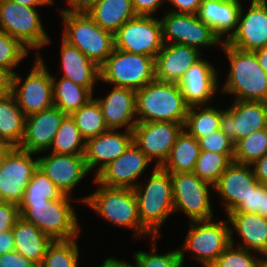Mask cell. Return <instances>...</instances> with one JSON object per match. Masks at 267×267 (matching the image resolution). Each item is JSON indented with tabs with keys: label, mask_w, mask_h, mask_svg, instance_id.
I'll return each mask as SVG.
<instances>
[{
	"label": "cell",
	"mask_w": 267,
	"mask_h": 267,
	"mask_svg": "<svg viewBox=\"0 0 267 267\" xmlns=\"http://www.w3.org/2000/svg\"><path fill=\"white\" fill-rule=\"evenodd\" d=\"M219 49L230 63L221 93L234 95L233 100L267 102V74L255 53L237 49L225 42Z\"/></svg>",
	"instance_id": "6da1fadb"
},
{
	"label": "cell",
	"mask_w": 267,
	"mask_h": 267,
	"mask_svg": "<svg viewBox=\"0 0 267 267\" xmlns=\"http://www.w3.org/2000/svg\"><path fill=\"white\" fill-rule=\"evenodd\" d=\"M93 183L97 186L96 191L90 195L83 196L82 205L116 227H123L134 232V237L153 236L141 225L138 204L133 189L112 188L99 184L95 179ZM84 203V204H83Z\"/></svg>",
	"instance_id": "7a4b0ae2"
},
{
	"label": "cell",
	"mask_w": 267,
	"mask_h": 267,
	"mask_svg": "<svg viewBox=\"0 0 267 267\" xmlns=\"http://www.w3.org/2000/svg\"><path fill=\"white\" fill-rule=\"evenodd\" d=\"M63 195L61 198L39 203H20V217L32 223L52 241L78 238L81 234L78 214L73 202L82 203V199Z\"/></svg>",
	"instance_id": "3957f363"
},
{
	"label": "cell",
	"mask_w": 267,
	"mask_h": 267,
	"mask_svg": "<svg viewBox=\"0 0 267 267\" xmlns=\"http://www.w3.org/2000/svg\"><path fill=\"white\" fill-rule=\"evenodd\" d=\"M147 184L139 182L133 189L141 225L153 236L160 237L162 225L174 214L170 173L154 165Z\"/></svg>",
	"instance_id": "277c9868"
},
{
	"label": "cell",
	"mask_w": 267,
	"mask_h": 267,
	"mask_svg": "<svg viewBox=\"0 0 267 267\" xmlns=\"http://www.w3.org/2000/svg\"><path fill=\"white\" fill-rule=\"evenodd\" d=\"M67 7L58 8L64 24L61 38L100 67L115 48L114 34L102 29L85 11Z\"/></svg>",
	"instance_id": "5b68a950"
},
{
	"label": "cell",
	"mask_w": 267,
	"mask_h": 267,
	"mask_svg": "<svg viewBox=\"0 0 267 267\" xmlns=\"http://www.w3.org/2000/svg\"><path fill=\"white\" fill-rule=\"evenodd\" d=\"M137 122H176L184 125L189 106L179 84L154 80L136 90Z\"/></svg>",
	"instance_id": "8992f818"
},
{
	"label": "cell",
	"mask_w": 267,
	"mask_h": 267,
	"mask_svg": "<svg viewBox=\"0 0 267 267\" xmlns=\"http://www.w3.org/2000/svg\"><path fill=\"white\" fill-rule=\"evenodd\" d=\"M188 227L184 242L178 248L183 265L187 251L203 267H210L231 244L228 219L191 221Z\"/></svg>",
	"instance_id": "52a82bcc"
},
{
	"label": "cell",
	"mask_w": 267,
	"mask_h": 267,
	"mask_svg": "<svg viewBox=\"0 0 267 267\" xmlns=\"http://www.w3.org/2000/svg\"><path fill=\"white\" fill-rule=\"evenodd\" d=\"M99 72L100 81L105 84L136 91L155 80L154 58L114 48Z\"/></svg>",
	"instance_id": "ba28073f"
},
{
	"label": "cell",
	"mask_w": 267,
	"mask_h": 267,
	"mask_svg": "<svg viewBox=\"0 0 267 267\" xmlns=\"http://www.w3.org/2000/svg\"><path fill=\"white\" fill-rule=\"evenodd\" d=\"M39 13L37 8L0 0V31L17 39L29 51L36 49V56L41 54L39 49L51 42Z\"/></svg>",
	"instance_id": "9c48e42d"
},
{
	"label": "cell",
	"mask_w": 267,
	"mask_h": 267,
	"mask_svg": "<svg viewBox=\"0 0 267 267\" xmlns=\"http://www.w3.org/2000/svg\"><path fill=\"white\" fill-rule=\"evenodd\" d=\"M32 64L24 81L17 72L12 77L11 94L25 117L54 106L52 73L49 72L42 54L35 56Z\"/></svg>",
	"instance_id": "30bf717a"
},
{
	"label": "cell",
	"mask_w": 267,
	"mask_h": 267,
	"mask_svg": "<svg viewBox=\"0 0 267 267\" xmlns=\"http://www.w3.org/2000/svg\"><path fill=\"white\" fill-rule=\"evenodd\" d=\"M174 212L181 211L189 221L213 219L210 189L214 186L193 172L170 173ZM211 187V188H210Z\"/></svg>",
	"instance_id": "8fae6325"
},
{
	"label": "cell",
	"mask_w": 267,
	"mask_h": 267,
	"mask_svg": "<svg viewBox=\"0 0 267 267\" xmlns=\"http://www.w3.org/2000/svg\"><path fill=\"white\" fill-rule=\"evenodd\" d=\"M163 14L162 18L159 17L163 44H181L199 51H202V48L222 46L223 42L211 27L198 18L197 14L171 11H165Z\"/></svg>",
	"instance_id": "7c38bea8"
},
{
	"label": "cell",
	"mask_w": 267,
	"mask_h": 267,
	"mask_svg": "<svg viewBox=\"0 0 267 267\" xmlns=\"http://www.w3.org/2000/svg\"><path fill=\"white\" fill-rule=\"evenodd\" d=\"M162 46V25L159 16L137 15L114 34V47L125 52L155 58Z\"/></svg>",
	"instance_id": "4fadbf2b"
},
{
	"label": "cell",
	"mask_w": 267,
	"mask_h": 267,
	"mask_svg": "<svg viewBox=\"0 0 267 267\" xmlns=\"http://www.w3.org/2000/svg\"><path fill=\"white\" fill-rule=\"evenodd\" d=\"M20 147H10L0 165V201L22 202L25 188L38 168L36 158Z\"/></svg>",
	"instance_id": "5bb4252c"
},
{
	"label": "cell",
	"mask_w": 267,
	"mask_h": 267,
	"mask_svg": "<svg viewBox=\"0 0 267 267\" xmlns=\"http://www.w3.org/2000/svg\"><path fill=\"white\" fill-rule=\"evenodd\" d=\"M221 109L220 129L235 143L255 131L267 128V102L233 100Z\"/></svg>",
	"instance_id": "9a60e30c"
},
{
	"label": "cell",
	"mask_w": 267,
	"mask_h": 267,
	"mask_svg": "<svg viewBox=\"0 0 267 267\" xmlns=\"http://www.w3.org/2000/svg\"><path fill=\"white\" fill-rule=\"evenodd\" d=\"M182 130L183 124L176 122H137L133 129V143L156 167H160Z\"/></svg>",
	"instance_id": "2e32d148"
},
{
	"label": "cell",
	"mask_w": 267,
	"mask_h": 267,
	"mask_svg": "<svg viewBox=\"0 0 267 267\" xmlns=\"http://www.w3.org/2000/svg\"><path fill=\"white\" fill-rule=\"evenodd\" d=\"M250 1L246 11L242 4L237 28L225 43L254 52L267 46V0Z\"/></svg>",
	"instance_id": "e0dca14e"
},
{
	"label": "cell",
	"mask_w": 267,
	"mask_h": 267,
	"mask_svg": "<svg viewBox=\"0 0 267 267\" xmlns=\"http://www.w3.org/2000/svg\"><path fill=\"white\" fill-rule=\"evenodd\" d=\"M151 163L153 162L133 143L93 178L106 187L134 189L140 182L139 177Z\"/></svg>",
	"instance_id": "ac0fdd59"
},
{
	"label": "cell",
	"mask_w": 267,
	"mask_h": 267,
	"mask_svg": "<svg viewBox=\"0 0 267 267\" xmlns=\"http://www.w3.org/2000/svg\"><path fill=\"white\" fill-rule=\"evenodd\" d=\"M38 169H40L61 191L63 195H71L74 188L82 179L89 175L84 154L65 155L51 153L38 156Z\"/></svg>",
	"instance_id": "d6986e66"
},
{
	"label": "cell",
	"mask_w": 267,
	"mask_h": 267,
	"mask_svg": "<svg viewBox=\"0 0 267 267\" xmlns=\"http://www.w3.org/2000/svg\"><path fill=\"white\" fill-rule=\"evenodd\" d=\"M218 74L217 67L204 58H201L185 72L179 87L189 107L212 103L211 101L216 97L221 86L219 85L221 84L219 82L220 74Z\"/></svg>",
	"instance_id": "ffe728a7"
},
{
	"label": "cell",
	"mask_w": 267,
	"mask_h": 267,
	"mask_svg": "<svg viewBox=\"0 0 267 267\" xmlns=\"http://www.w3.org/2000/svg\"><path fill=\"white\" fill-rule=\"evenodd\" d=\"M65 116L53 106L25 117L24 137L19 147L39 156L48 152Z\"/></svg>",
	"instance_id": "44dd1931"
},
{
	"label": "cell",
	"mask_w": 267,
	"mask_h": 267,
	"mask_svg": "<svg viewBox=\"0 0 267 267\" xmlns=\"http://www.w3.org/2000/svg\"><path fill=\"white\" fill-rule=\"evenodd\" d=\"M258 184L252 165L232 162L219 177L213 191L222 198L220 201L228 214L246 200Z\"/></svg>",
	"instance_id": "7402d4cb"
},
{
	"label": "cell",
	"mask_w": 267,
	"mask_h": 267,
	"mask_svg": "<svg viewBox=\"0 0 267 267\" xmlns=\"http://www.w3.org/2000/svg\"><path fill=\"white\" fill-rule=\"evenodd\" d=\"M124 131L108 130L86 140L84 159L94 177L133 144V131Z\"/></svg>",
	"instance_id": "603a6c76"
},
{
	"label": "cell",
	"mask_w": 267,
	"mask_h": 267,
	"mask_svg": "<svg viewBox=\"0 0 267 267\" xmlns=\"http://www.w3.org/2000/svg\"><path fill=\"white\" fill-rule=\"evenodd\" d=\"M226 216L230 227L231 244L257 252L267 258V218L258 213L241 212H230ZM234 232L239 236V240H234ZM235 241H238L237 244Z\"/></svg>",
	"instance_id": "cb8c5ba5"
},
{
	"label": "cell",
	"mask_w": 267,
	"mask_h": 267,
	"mask_svg": "<svg viewBox=\"0 0 267 267\" xmlns=\"http://www.w3.org/2000/svg\"><path fill=\"white\" fill-rule=\"evenodd\" d=\"M202 52L181 44H163L154 58L155 80L179 84L185 72L199 61Z\"/></svg>",
	"instance_id": "d4e9b609"
},
{
	"label": "cell",
	"mask_w": 267,
	"mask_h": 267,
	"mask_svg": "<svg viewBox=\"0 0 267 267\" xmlns=\"http://www.w3.org/2000/svg\"><path fill=\"white\" fill-rule=\"evenodd\" d=\"M95 98L100 104L104 121L109 130L123 128L133 131L137 124L135 90L113 86L105 97Z\"/></svg>",
	"instance_id": "484cf974"
},
{
	"label": "cell",
	"mask_w": 267,
	"mask_h": 267,
	"mask_svg": "<svg viewBox=\"0 0 267 267\" xmlns=\"http://www.w3.org/2000/svg\"><path fill=\"white\" fill-rule=\"evenodd\" d=\"M242 3L241 0H204L197 16L226 42L237 28Z\"/></svg>",
	"instance_id": "4316f807"
},
{
	"label": "cell",
	"mask_w": 267,
	"mask_h": 267,
	"mask_svg": "<svg viewBox=\"0 0 267 267\" xmlns=\"http://www.w3.org/2000/svg\"><path fill=\"white\" fill-rule=\"evenodd\" d=\"M62 76L73 83L88 88L94 94V86L100 81L99 67L77 47L61 38L60 48Z\"/></svg>",
	"instance_id": "83f0119b"
},
{
	"label": "cell",
	"mask_w": 267,
	"mask_h": 267,
	"mask_svg": "<svg viewBox=\"0 0 267 267\" xmlns=\"http://www.w3.org/2000/svg\"><path fill=\"white\" fill-rule=\"evenodd\" d=\"M85 12L102 29L113 34L127 21L137 16L131 0H99Z\"/></svg>",
	"instance_id": "f1b7e54d"
},
{
	"label": "cell",
	"mask_w": 267,
	"mask_h": 267,
	"mask_svg": "<svg viewBox=\"0 0 267 267\" xmlns=\"http://www.w3.org/2000/svg\"><path fill=\"white\" fill-rule=\"evenodd\" d=\"M14 250L39 265L46 253L48 245L52 240L35 227L19 217L14 227Z\"/></svg>",
	"instance_id": "f546056e"
},
{
	"label": "cell",
	"mask_w": 267,
	"mask_h": 267,
	"mask_svg": "<svg viewBox=\"0 0 267 267\" xmlns=\"http://www.w3.org/2000/svg\"><path fill=\"white\" fill-rule=\"evenodd\" d=\"M25 116L12 94L0 98V143L19 147L24 137Z\"/></svg>",
	"instance_id": "4dcf8cb0"
},
{
	"label": "cell",
	"mask_w": 267,
	"mask_h": 267,
	"mask_svg": "<svg viewBox=\"0 0 267 267\" xmlns=\"http://www.w3.org/2000/svg\"><path fill=\"white\" fill-rule=\"evenodd\" d=\"M200 151L199 141L183 129L160 168L168 173L193 172Z\"/></svg>",
	"instance_id": "1f68e13d"
},
{
	"label": "cell",
	"mask_w": 267,
	"mask_h": 267,
	"mask_svg": "<svg viewBox=\"0 0 267 267\" xmlns=\"http://www.w3.org/2000/svg\"><path fill=\"white\" fill-rule=\"evenodd\" d=\"M52 92L54 106L66 115H71L94 97L88 88L77 85L63 77H59L57 80L53 74Z\"/></svg>",
	"instance_id": "d6a6232c"
},
{
	"label": "cell",
	"mask_w": 267,
	"mask_h": 267,
	"mask_svg": "<svg viewBox=\"0 0 267 267\" xmlns=\"http://www.w3.org/2000/svg\"><path fill=\"white\" fill-rule=\"evenodd\" d=\"M221 109L211 105L190 106L183 129L197 140L220 129Z\"/></svg>",
	"instance_id": "836d02e7"
},
{
	"label": "cell",
	"mask_w": 267,
	"mask_h": 267,
	"mask_svg": "<svg viewBox=\"0 0 267 267\" xmlns=\"http://www.w3.org/2000/svg\"><path fill=\"white\" fill-rule=\"evenodd\" d=\"M86 140L81 136L71 115H66L53 139L49 153L77 155L84 154Z\"/></svg>",
	"instance_id": "e575fe53"
},
{
	"label": "cell",
	"mask_w": 267,
	"mask_h": 267,
	"mask_svg": "<svg viewBox=\"0 0 267 267\" xmlns=\"http://www.w3.org/2000/svg\"><path fill=\"white\" fill-rule=\"evenodd\" d=\"M71 117L85 140L109 130L104 121L100 104L94 97L84 106L73 112Z\"/></svg>",
	"instance_id": "d590c367"
},
{
	"label": "cell",
	"mask_w": 267,
	"mask_h": 267,
	"mask_svg": "<svg viewBox=\"0 0 267 267\" xmlns=\"http://www.w3.org/2000/svg\"><path fill=\"white\" fill-rule=\"evenodd\" d=\"M77 238L52 241L38 267H79Z\"/></svg>",
	"instance_id": "8d00e7d4"
},
{
	"label": "cell",
	"mask_w": 267,
	"mask_h": 267,
	"mask_svg": "<svg viewBox=\"0 0 267 267\" xmlns=\"http://www.w3.org/2000/svg\"><path fill=\"white\" fill-rule=\"evenodd\" d=\"M233 155L201 150L193 173L214 186L221 174L233 162Z\"/></svg>",
	"instance_id": "74e56055"
},
{
	"label": "cell",
	"mask_w": 267,
	"mask_h": 267,
	"mask_svg": "<svg viewBox=\"0 0 267 267\" xmlns=\"http://www.w3.org/2000/svg\"><path fill=\"white\" fill-rule=\"evenodd\" d=\"M267 153V128L234 143L233 162L252 165Z\"/></svg>",
	"instance_id": "f35d334b"
},
{
	"label": "cell",
	"mask_w": 267,
	"mask_h": 267,
	"mask_svg": "<svg viewBox=\"0 0 267 267\" xmlns=\"http://www.w3.org/2000/svg\"><path fill=\"white\" fill-rule=\"evenodd\" d=\"M63 194L54 183L40 170L33 176L25 188L21 203H39L61 198Z\"/></svg>",
	"instance_id": "ab89813d"
},
{
	"label": "cell",
	"mask_w": 267,
	"mask_h": 267,
	"mask_svg": "<svg viewBox=\"0 0 267 267\" xmlns=\"http://www.w3.org/2000/svg\"><path fill=\"white\" fill-rule=\"evenodd\" d=\"M159 237L151 238L152 249L149 252L138 251L133 255V267H183L179 249L171 250L165 254H158L157 240Z\"/></svg>",
	"instance_id": "60d3db41"
},
{
	"label": "cell",
	"mask_w": 267,
	"mask_h": 267,
	"mask_svg": "<svg viewBox=\"0 0 267 267\" xmlns=\"http://www.w3.org/2000/svg\"><path fill=\"white\" fill-rule=\"evenodd\" d=\"M264 259L257 252L230 244L210 267H260Z\"/></svg>",
	"instance_id": "b9f144b4"
},
{
	"label": "cell",
	"mask_w": 267,
	"mask_h": 267,
	"mask_svg": "<svg viewBox=\"0 0 267 267\" xmlns=\"http://www.w3.org/2000/svg\"><path fill=\"white\" fill-rule=\"evenodd\" d=\"M30 54L17 39L0 31V69L10 71L13 75L14 69Z\"/></svg>",
	"instance_id": "7bdbcfd3"
},
{
	"label": "cell",
	"mask_w": 267,
	"mask_h": 267,
	"mask_svg": "<svg viewBox=\"0 0 267 267\" xmlns=\"http://www.w3.org/2000/svg\"><path fill=\"white\" fill-rule=\"evenodd\" d=\"M232 212L258 213L267 218V185L259 183L252 188L246 200Z\"/></svg>",
	"instance_id": "ee69618b"
},
{
	"label": "cell",
	"mask_w": 267,
	"mask_h": 267,
	"mask_svg": "<svg viewBox=\"0 0 267 267\" xmlns=\"http://www.w3.org/2000/svg\"><path fill=\"white\" fill-rule=\"evenodd\" d=\"M198 141L199 147L203 151L234 154V143L223 133L221 129L200 138Z\"/></svg>",
	"instance_id": "f6af8a7d"
},
{
	"label": "cell",
	"mask_w": 267,
	"mask_h": 267,
	"mask_svg": "<svg viewBox=\"0 0 267 267\" xmlns=\"http://www.w3.org/2000/svg\"><path fill=\"white\" fill-rule=\"evenodd\" d=\"M19 217L18 205L0 201V232L12 229Z\"/></svg>",
	"instance_id": "bcb514c9"
},
{
	"label": "cell",
	"mask_w": 267,
	"mask_h": 267,
	"mask_svg": "<svg viewBox=\"0 0 267 267\" xmlns=\"http://www.w3.org/2000/svg\"><path fill=\"white\" fill-rule=\"evenodd\" d=\"M132 6L137 15L157 16V11L163 7L165 0H131Z\"/></svg>",
	"instance_id": "7dc6e473"
},
{
	"label": "cell",
	"mask_w": 267,
	"mask_h": 267,
	"mask_svg": "<svg viewBox=\"0 0 267 267\" xmlns=\"http://www.w3.org/2000/svg\"><path fill=\"white\" fill-rule=\"evenodd\" d=\"M0 267H38V265L14 250L0 255Z\"/></svg>",
	"instance_id": "c3c4849f"
},
{
	"label": "cell",
	"mask_w": 267,
	"mask_h": 267,
	"mask_svg": "<svg viewBox=\"0 0 267 267\" xmlns=\"http://www.w3.org/2000/svg\"><path fill=\"white\" fill-rule=\"evenodd\" d=\"M167 4H171V8H166L164 11L175 13L197 14L200 5L204 0H165ZM173 8V9H172Z\"/></svg>",
	"instance_id": "681fc988"
},
{
	"label": "cell",
	"mask_w": 267,
	"mask_h": 267,
	"mask_svg": "<svg viewBox=\"0 0 267 267\" xmlns=\"http://www.w3.org/2000/svg\"><path fill=\"white\" fill-rule=\"evenodd\" d=\"M252 167L259 183L267 185V153L252 164Z\"/></svg>",
	"instance_id": "f907efd6"
},
{
	"label": "cell",
	"mask_w": 267,
	"mask_h": 267,
	"mask_svg": "<svg viewBox=\"0 0 267 267\" xmlns=\"http://www.w3.org/2000/svg\"><path fill=\"white\" fill-rule=\"evenodd\" d=\"M14 251V234L12 229L0 232V255Z\"/></svg>",
	"instance_id": "816d5d0a"
},
{
	"label": "cell",
	"mask_w": 267,
	"mask_h": 267,
	"mask_svg": "<svg viewBox=\"0 0 267 267\" xmlns=\"http://www.w3.org/2000/svg\"><path fill=\"white\" fill-rule=\"evenodd\" d=\"M13 74L0 69V98L11 94Z\"/></svg>",
	"instance_id": "f5cc1de1"
},
{
	"label": "cell",
	"mask_w": 267,
	"mask_h": 267,
	"mask_svg": "<svg viewBox=\"0 0 267 267\" xmlns=\"http://www.w3.org/2000/svg\"><path fill=\"white\" fill-rule=\"evenodd\" d=\"M17 4H20L22 6H27L30 8H39L42 7L43 5H53L55 2L54 0H11Z\"/></svg>",
	"instance_id": "db71d44e"
},
{
	"label": "cell",
	"mask_w": 267,
	"mask_h": 267,
	"mask_svg": "<svg viewBox=\"0 0 267 267\" xmlns=\"http://www.w3.org/2000/svg\"><path fill=\"white\" fill-rule=\"evenodd\" d=\"M100 267H133V263H128L125 260L117 259L115 257H107Z\"/></svg>",
	"instance_id": "11a10c76"
},
{
	"label": "cell",
	"mask_w": 267,
	"mask_h": 267,
	"mask_svg": "<svg viewBox=\"0 0 267 267\" xmlns=\"http://www.w3.org/2000/svg\"><path fill=\"white\" fill-rule=\"evenodd\" d=\"M99 0H72L68 6L72 9L85 11L89 6Z\"/></svg>",
	"instance_id": "9f6ffc18"
},
{
	"label": "cell",
	"mask_w": 267,
	"mask_h": 267,
	"mask_svg": "<svg viewBox=\"0 0 267 267\" xmlns=\"http://www.w3.org/2000/svg\"><path fill=\"white\" fill-rule=\"evenodd\" d=\"M260 66L267 74V46L259 48L254 51Z\"/></svg>",
	"instance_id": "6f0895ef"
},
{
	"label": "cell",
	"mask_w": 267,
	"mask_h": 267,
	"mask_svg": "<svg viewBox=\"0 0 267 267\" xmlns=\"http://www.w3.org/2000/svg\"><path fill=\"white\" fill-rule=\"evenodd\" d=\"M10 147L8 145H5L3 143H0V165L2 162V159L6 153V151L9 149Z\"/></svg>",
	"instance_id": "680465c9"
},
{
	"label": "cell",
	"mask_w": 267,
	"mask_h": 267,
	"mask_svg": "<svg viewBox=\"0 0 267 267\" xmlns=\"http://www.w3.org/2000/svg\"><path fill=\"white\" fill-rule=\"evenodd\" d=\"M260 267H267V258H265L263 261H262V264Z\"/></svg>",
	"instance_id": "91938a15"
},
{
	"label": "cell",
	"mask_w": 267,
	"mask_h": 267,
	"mask_svg": "<svg viewBox=\"0 0 267 267\" xmlns=\"http://www.w3.org/2000/svg\"><path fill=\"white\" fill-rule=\"evenodd\" d=\"M72 0H66V2H67V5L71 2Z\"/></svg>",
	"instance_id": "94428289"
}]
</instances>
